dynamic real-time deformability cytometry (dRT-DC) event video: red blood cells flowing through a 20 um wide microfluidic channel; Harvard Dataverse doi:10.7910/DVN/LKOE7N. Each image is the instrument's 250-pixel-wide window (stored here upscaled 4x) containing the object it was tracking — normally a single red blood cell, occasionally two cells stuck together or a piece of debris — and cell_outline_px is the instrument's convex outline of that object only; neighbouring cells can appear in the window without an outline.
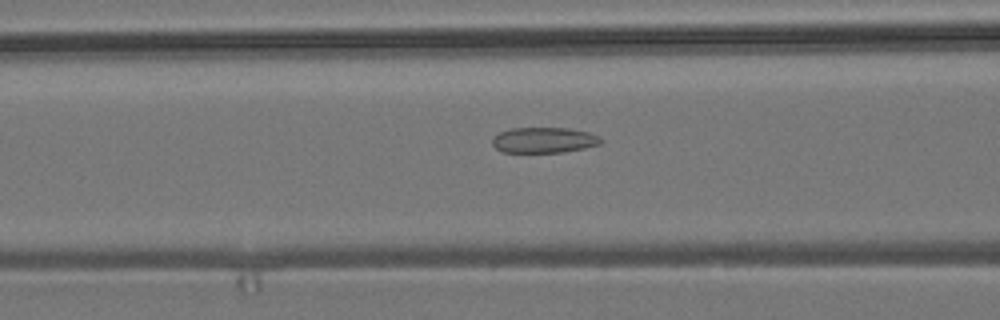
{"species": "common noctule bat (a hibernating species)", "species_latin": "Nyctalus noctula", "temperature_condition": "room temperature", "stored_images_in_passage": 55, "camera_frame_rate_fps": 3000, "um_per_image_px": 0.085, "animal": {"sex": "male", "body_mass_g": 19.2, "forearm_length_mm": 51.8}, "frame": {"image": 1, "passage_image": 22, "time_ms": 7.0, "image_size_px": [1000, 320], "cell_outline_px": [[604, 140], [600, 144], [584, 148], [560, 152], [504, 152], [496, 148], [492, 144], [492, 136], [508, 128], [568, 128], [588, 132], [600, 136]], "centroid_in_image_um": [46.23, 11.9], "position_along_channel_um": 120.4, "area_um2": 16.24}}
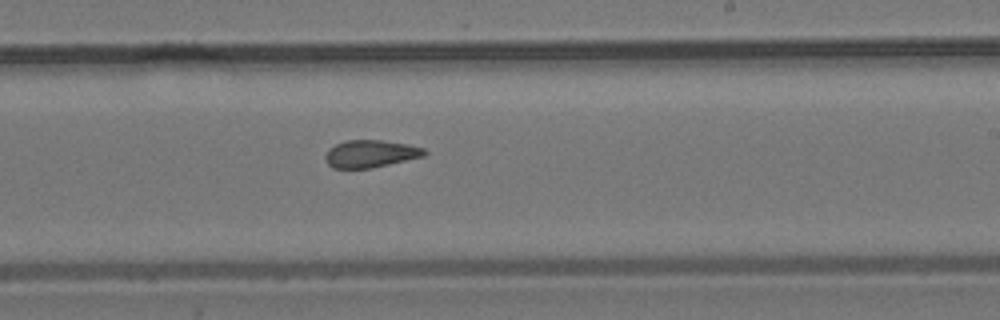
{"frame": {"image": 2, "passage_image": 33, "time_ms": 10.667, "image_size_px": [1000, 320], "cell_outline_px": [[428, 152], [424, 156], [388, 164], [368, 168], [332, 168], [328, 164], [324, 156], [328, 148], [336, 144], [348, 140], [380, 140], [408, 144], [424, 148]], "centroid_in_image_um": [31.48, 13.06], "position_along_channel_um": 257.5, "area_um2": 15.72}}
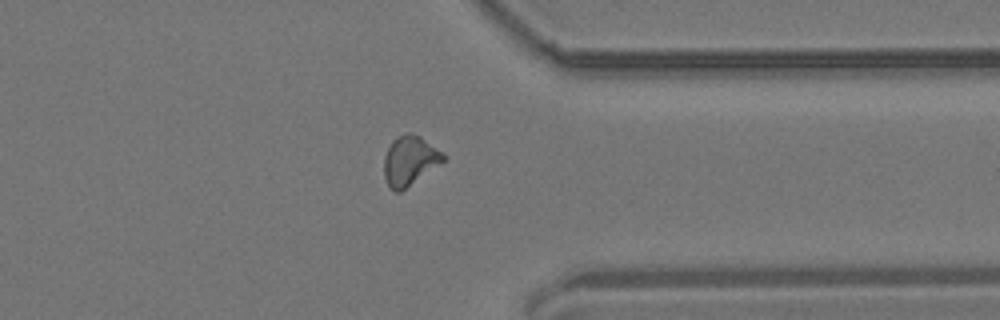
{"frame": {"image": 3, "passage_image": 43, "time_ms": 14.0, "image_size_px": [1000, 320], "cell_outline_px": [[444, 160], [400, 192], [396, 192], [388, 184], [384, 176], [384, 156], [392, 140], [396, 136], [408, 132], [420, 136], [444, 152]], "centroid_in_image_um": [34.81, 13.62], "position_along_channel_um": 376.6, "area_um2": 16.82}, "authors_computed_cell_mechanics": {"area_um2": 16.5308, "velocity_mm_per_s": 3.7354, "shape_relaxation_time_tau1_ms": null, "shape_relaxation_time_tau2_ms": 2.9884, "deformation_change_tau1": null, "deformation_change_tau2": 0.1044}}